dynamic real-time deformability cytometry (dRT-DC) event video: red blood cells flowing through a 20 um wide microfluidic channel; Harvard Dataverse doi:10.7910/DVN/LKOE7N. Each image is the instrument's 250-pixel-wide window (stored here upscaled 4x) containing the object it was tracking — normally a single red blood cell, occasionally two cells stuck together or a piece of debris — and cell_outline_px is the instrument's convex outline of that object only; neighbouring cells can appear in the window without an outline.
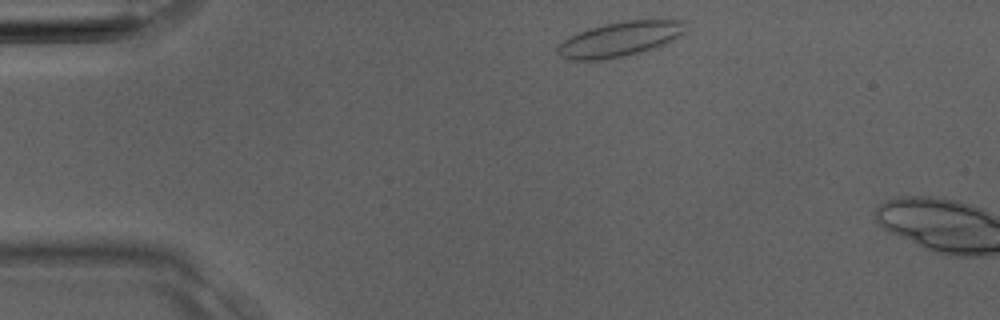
{"species": "Egyptian fruit bat (a non-hibernating species)", "species_latin": "Rousettus aegyptiacus", "temperature_condition": "room temperature", "stored_images_in_passage": 2, "camera_frame_rate_fps": 3000, "um_per_image_px": 0.085, "animal": {"sex": "male"}, "frame": {"image": 1, "passage_image": 1, "time_ms": 0.0, "image_size_px": [1000, 320], "cell_outline_px": [[684, 32], [672, 40], [652, 48], [640, 52], [624, 56], [600, 60], [568, 60], [560, 56], [556, 52], [556, 48], [564, 40], [588, 28], [604, 24], [628, 20], [684, 20]], "centroid_in_image_um": [52.64, 3.33], "position_along_channel_um": 32.4, "area_um2": 25.55}}